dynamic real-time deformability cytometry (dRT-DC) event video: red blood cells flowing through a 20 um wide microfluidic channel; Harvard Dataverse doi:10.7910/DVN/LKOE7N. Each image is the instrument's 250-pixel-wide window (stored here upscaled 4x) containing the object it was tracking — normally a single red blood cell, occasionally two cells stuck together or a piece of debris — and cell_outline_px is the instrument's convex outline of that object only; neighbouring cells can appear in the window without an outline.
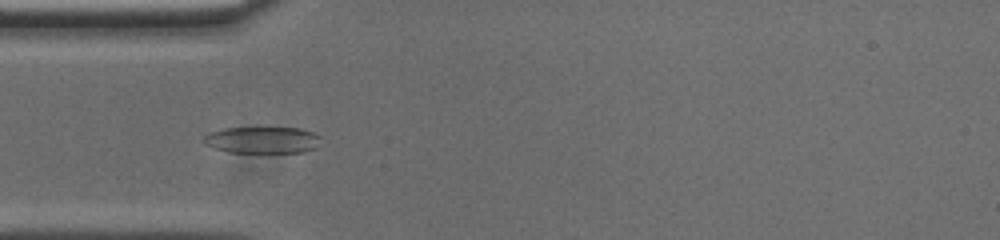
{"species": "common noctule bat (a hibernating species)", "species_latin": "Nyctalus noctula", "temperature_condition": "cold", "stored_images_in_passage": 50, "camera_frame_rate_fps": 3000, "um_per_image_px": 0.085, "animal": {"sex": "male", "body_mass_g": 20.0, "forearm_length_mm": 53.3}, "frame": {"image": 1, "passage_image": 12, "time_ms": 3.667, "image_size_px": [1000, 240], "cell_outline_px": [[320, 136], [316, 148], [304, 152], [228, 152], [212, 148], [204, 144], [204, 136], [208, 132], [224, 128], [256, 124], [300, 128], [312, 132]], "centroid_in_image_um": [22.25, 11.83], "position_along_channel_um": 62.7, "area_um2": 19.25}}
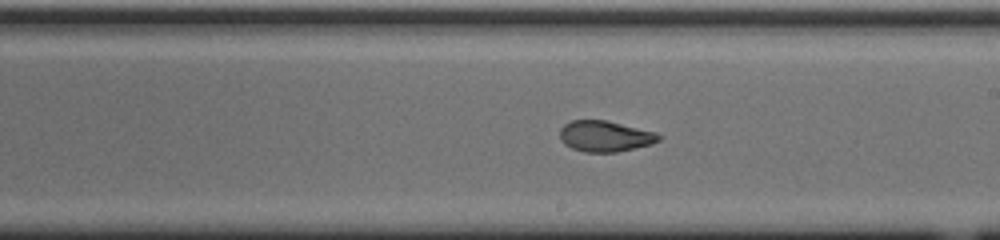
{"frame": {"image": 2, "passage_image": 26, "time_ms": 8.333, "image_size_px": [1000, 240], "cell_outline_px": [[664, 136], [660, 140], [652, 144], [616, 152], [584, 152], [572, 148], [564, 144], [560, 140], [560, 128], [564, 124], [572, 120], [604, 120], [656, 132]], "centroid_in_image_um": [51.43, 11.58], "position_along_channel_um": 237.6, "area_um2": 17.86}}
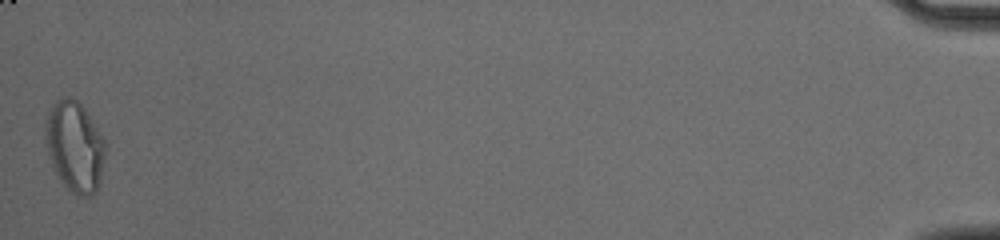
{"frame": {"image": 3, "passage_image": 50, "time_ms": 16.333, "image_size_px": [1000, 240], "cell_outline_px": [[104, 160], [100, 184], [96, 192], [92, 196], [80, 196], [72, 192], [60, 180], [52, 164], [44, 140], [44, 124], [48, 112], [52, 104], [56, 100], [64, 96], [72, 96], [84, 108], [104, 140]], "centroid_in_image_um": [6.33, 12.44], "position_along_channel_um": 428.9, "area_um2": 31.62}, "authors_computed_cell_mechanics": {"area_um2": 18.9873, "velocity_mm_per_s": 3.7375, "shape_relaxation_time_tau1_ms": 10.7701, "shape_relaxation_time_tau2_ms": 1.5629, "deformation_change_tau1": 0.2727, "deformation_change_tau2": 0.0778}}